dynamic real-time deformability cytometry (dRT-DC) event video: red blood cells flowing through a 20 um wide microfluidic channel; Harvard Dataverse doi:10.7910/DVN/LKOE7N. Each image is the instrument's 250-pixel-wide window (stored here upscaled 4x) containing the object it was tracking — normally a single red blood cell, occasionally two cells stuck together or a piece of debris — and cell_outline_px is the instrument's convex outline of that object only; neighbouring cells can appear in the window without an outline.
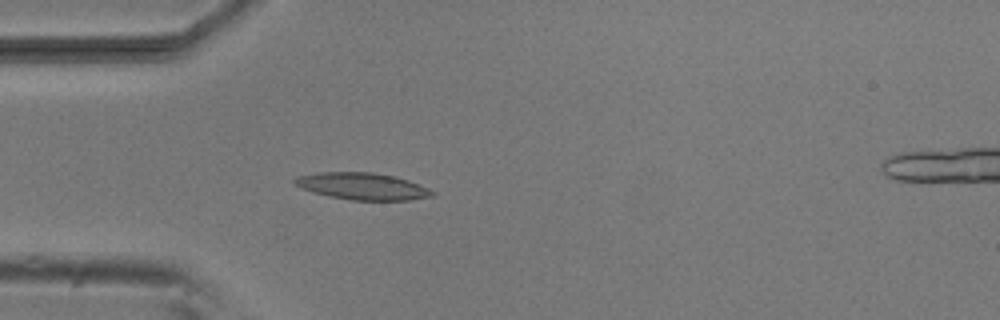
{"species": "common noctule bat (a hibernating species)", "species_latin": "Nyctalus noctula", "temperature_condition": "room temperature", "stored_images_in_passage": 49, "segment_of_instrument_passage": [1, 2], "camera_frame_rate_fps": 3000, "um_per_image_px": 0.085, "animal": {"sex": "male", "body_mass_g": 20.5, "forearm_length_mm": 52.5}, "frame": {"image": 1, "passage_image": 10, "time_ms": 3.0, "image_size_px": [1000, 320], "cell_outline_px": [[436, 196], [408, 200], [348, 200], [328, 196], [312, 192], [300, 188], [292, 184], [292, 180], [296, 176], [320, 172], [372, 172], [392, 176], [408, 180], [428, 188], [436, 192]], "centroid_in_image_um": [30.76, 15.84], "position_along_channel_um": 54.2, "area_um2": 21.79}}
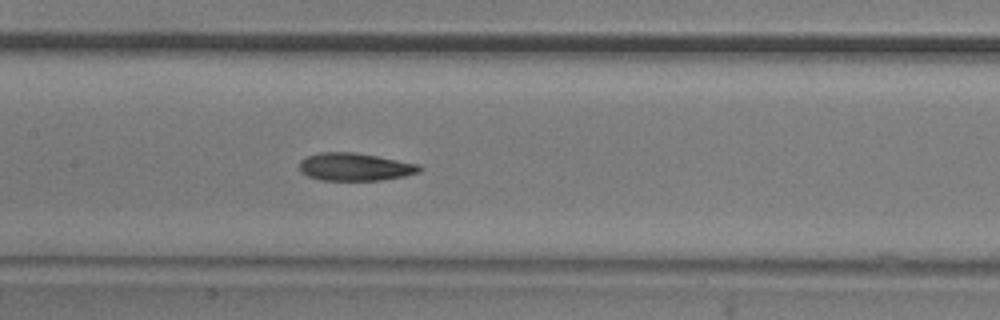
{"frame": {"image": 2, "passage_image": 20, "time_ms": 6.333, "image_size_px": [1000, 320], "cell_outline_px": [[424, 168], [420, 172], [404, 176], [380, 180], [320, 180], [308, 176], [300, 172], [300, 160], [308, 156], [320, 152], [352, 152], [376, 156], [420, 164]], "centroid_in_image_um": [30.18, 14.19], "position_along_channel_um": 177.2, "area_um2": 19.42}}
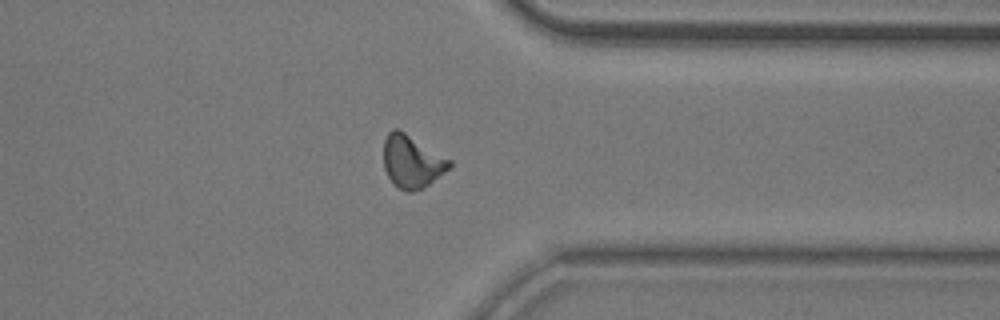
{"frame": {"image": 3, "passage_image": 36, "time_ms": 11.667, "image_size_px": [1000, 320], "cell_outline_px": [[452, 168], [428, 184], [412, 192], [408, 192], [392, 184], [384, 168], [384, 140], [388, 132], [392, 128], [400, 128], [452, 160]], "centroid_in_image_um": [35.03, 13.7], "position_along_channel_um": 376.4, "area_um2": 20.52}}